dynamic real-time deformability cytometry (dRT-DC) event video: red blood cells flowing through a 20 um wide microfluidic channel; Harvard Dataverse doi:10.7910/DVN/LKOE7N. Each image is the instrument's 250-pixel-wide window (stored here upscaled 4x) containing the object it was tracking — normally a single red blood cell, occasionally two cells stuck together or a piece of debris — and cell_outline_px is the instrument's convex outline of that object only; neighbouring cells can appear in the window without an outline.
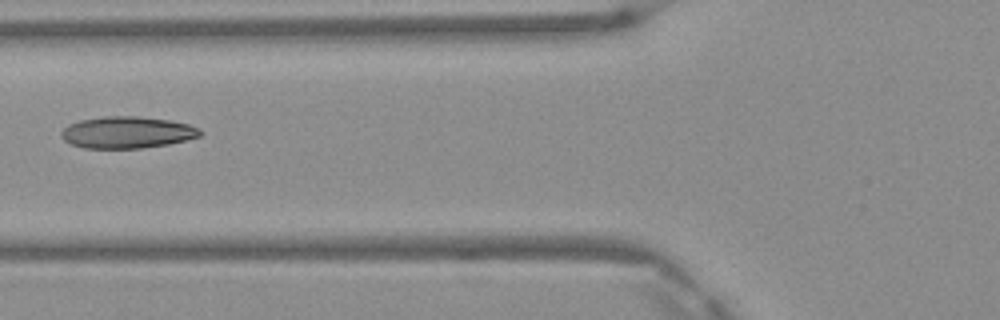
{"species": "Egyptian fruit bat (a non-hibernating species)", "species_latin": "Rousettus aegyptiacus", "temperature_condition": "warm", "stored_images_in_passage": 2, "camera_frame_rate_fps": 3000, "um_per_image_px": 0.085, "frame": {"image": 1, "passage_image": 2, "time_ms": 0.333, "image_size_px": [1000, 320], "cell_outline_px": [[204, 132], [200, 136], [168, 144], [140, 148], [84, 148], [72, 144], [64, 140], [60, 132], [68, 124], [80, 120], [104, 116], [136, 116], [172, 120], [188, 124], [200, 128]], "centroid_in_image_um": [10.82, 11.24], "position_along_channel_um": 115.0, "area_um2": 25.72}}